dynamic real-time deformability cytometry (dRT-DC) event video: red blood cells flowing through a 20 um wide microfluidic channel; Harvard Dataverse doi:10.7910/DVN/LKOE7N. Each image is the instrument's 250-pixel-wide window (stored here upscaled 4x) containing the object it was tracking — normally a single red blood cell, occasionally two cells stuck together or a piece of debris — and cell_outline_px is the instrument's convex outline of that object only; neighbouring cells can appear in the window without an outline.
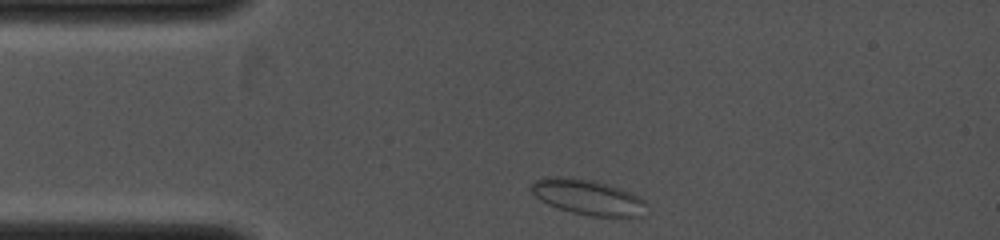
{"species": "common noctule bat (a hibernating species)", "species_latin": "Nyctalus noctula", "temperature_condition": "cold", "stored_images_in_passage": 28, "camera_frame_rate_fps": 4000, "um_per_image_px": 0.085, "animal": {"sex": "female", "body_mass_g": 19.0, "forearm_length_mm": 53.3}, "frame": {"image": 1, "passage_image": 1, "time_ms": 0.0, "image_size_px": [1000, 240], "cell_outline_px": [[644, 204], [640, 216], [592, 216], [572, 212], [548, 204], [540, 200], [532, 192], [532, 184], [536, 180], [544, 176], [560, 176], [588, 180], [620, 188], [644, 200]], "centroid_in_image_um": [49.88, 16.75], "position_along_channel_um": 35.1, "area_um2": 22.89}}
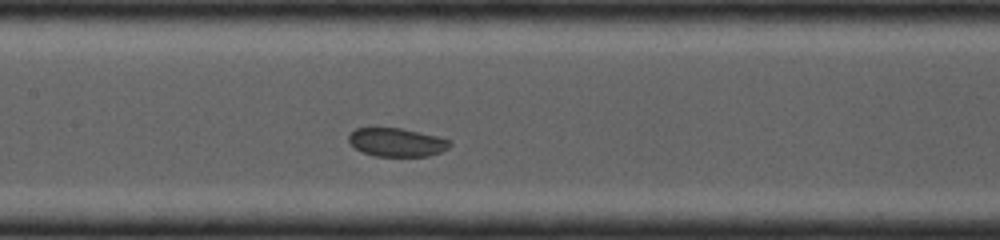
{"frame": {"image": 2, "passage_image": 11, "time_ms": 3.25, "image_size_px": [1000, 240], "cell_outline_px": [[452, 144], [448, 148], [440, 152], [428, 156], [376, 156], [364, 152], [356, 148], [348, 140], [348, 136], [356, 128], [376, 124], [400, 128], [436, 136], [452, 140]], "centroid_in_image_um": [33.69, 12.05], "position_along_channel_um": 173.7, "area_um2": 17.22}}
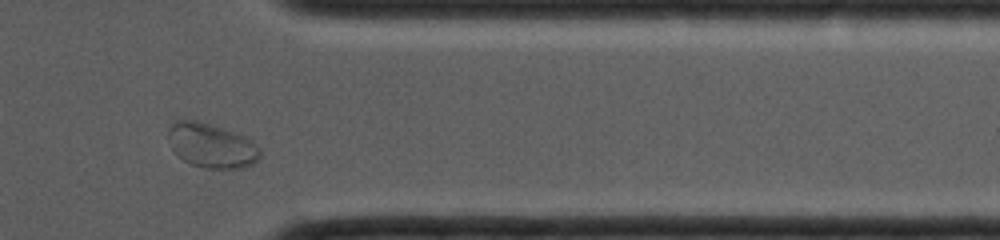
{"frame": {"image": 3, "passage_image": 25, "time_ms": 7.5, "image_size_px": [1000, 240], "cell_outline_px": [[260, 156], [252, 164], [244, 168], [204, 168], [192, 164], [184, 160], [172, 148], [168, 136], [168, 128], [176, 120], [196, 120], [212, 124], [224, 128], [244, 136], [252, 140], [260, 148]], "centroid_in_image_um": [17.99, 12.36], "position_along_channel_um": 393.4, "area_um2": 23.7}}